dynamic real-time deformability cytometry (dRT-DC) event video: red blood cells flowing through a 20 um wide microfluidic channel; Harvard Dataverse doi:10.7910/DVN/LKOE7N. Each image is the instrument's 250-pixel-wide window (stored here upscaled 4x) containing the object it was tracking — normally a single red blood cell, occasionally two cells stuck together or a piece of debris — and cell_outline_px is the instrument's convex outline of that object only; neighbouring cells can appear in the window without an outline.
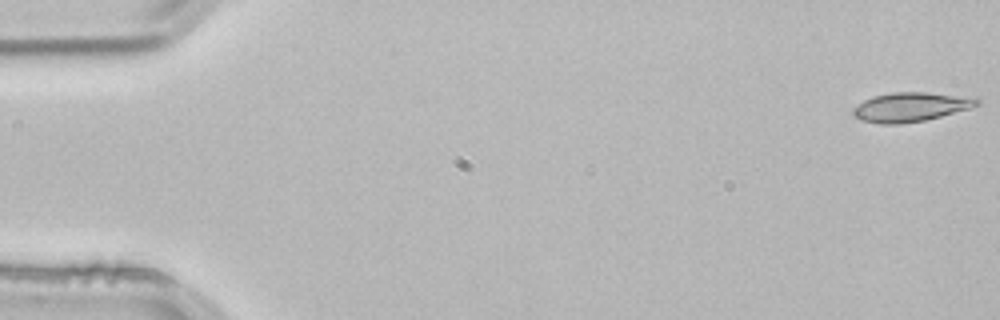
{"species": "common noctule bat (a hibernating species)", "species_latin": "Nyctalus noctula", "temperature_condition": "room temperature", "stored_images_in_passage": 53, "camera_frame_rate_fps": 3000, "um_per_image_px": 0.085, "animal": {"sex": "male", "body_mass_g": 21.5, "forearm_length_mm": 52.0}, "frame": {"image": 1, "passage_image": 1, "time_ms": 0.0, "image_size_px": [1000, 320], "cell_outline_px": [[980, 104], [968, 108], [940, 116], [924, 120], [900, 124], [880, 124], [860, 120], [852, 116], [852, 108], [856, 104], [872, 96], [892, 92], [924, 92], [976, 96], [980, 100]], "centroid_in_image_um": [77.38, 9.08], "position_along_channel_um": 7.6, "area_um2": 21.39}}
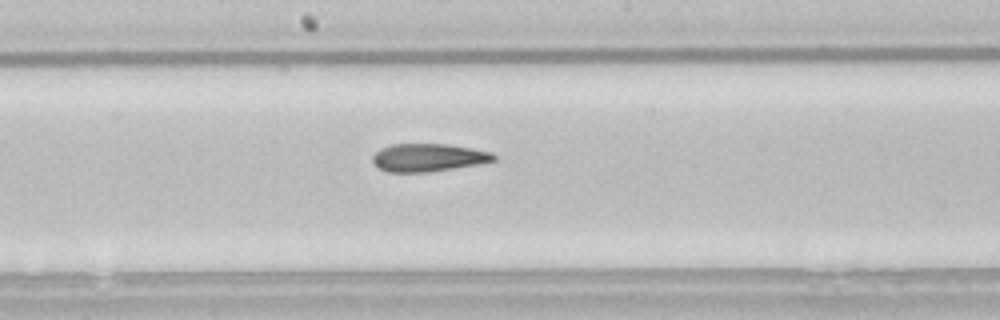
{"frame": {"image": 2, "passage_image": 28, "time_ms": 9.0, "image_size_px": [1000, 320], "cell_outline_px": [[496, 160], [480, 164], [428, 172], [388, 172], [376, 168], [372, 160], [372, 156], [380, 148], [392, 144], [448, 144], [472, 148], [492, 152], [496, 156]], "centroid_in_image_um": [36.39, 13.39], "position_along_channel_um": 211.8, "area_um2": 19.88}}
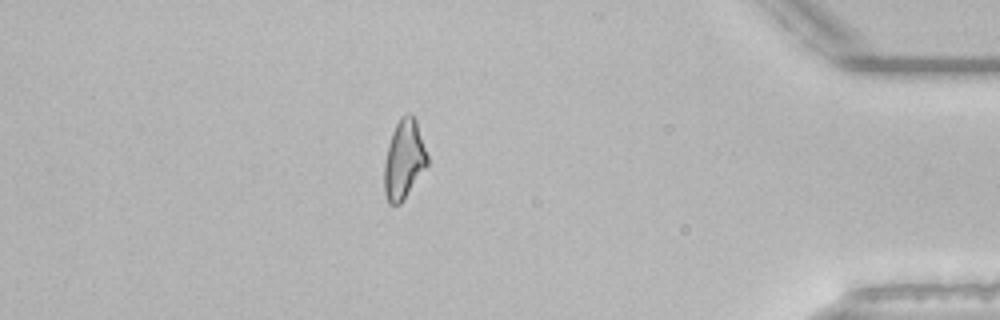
{"frame": {"image": 3, "passage_image": 46, "time_ms": 15.0, "image_size_px": [1000, 320], "cell_outline_px": [[428, 164], [400, 204], [388, 204], [384, 192], [384, 164], [388, 144], [392, 132], [400, 116], [408, 112], [416, 120], [428, 156]], "centroid_in_image_um": [34.32, 13.55], "position_along_channel_um": 400.9, "area_um2": 19.77}, "authors_computed_cell_mechanics": {"area_um2": 20.2878, "velocity_mm_per_s": 3.8472, "shape_relaxation_time_tau1_ms": 9.0992, "shape_relaxation_time_tau2_ms": 2.9146, "deformation_change_tau1": 0.2249, "deformation_change_tau2": 0.117}}